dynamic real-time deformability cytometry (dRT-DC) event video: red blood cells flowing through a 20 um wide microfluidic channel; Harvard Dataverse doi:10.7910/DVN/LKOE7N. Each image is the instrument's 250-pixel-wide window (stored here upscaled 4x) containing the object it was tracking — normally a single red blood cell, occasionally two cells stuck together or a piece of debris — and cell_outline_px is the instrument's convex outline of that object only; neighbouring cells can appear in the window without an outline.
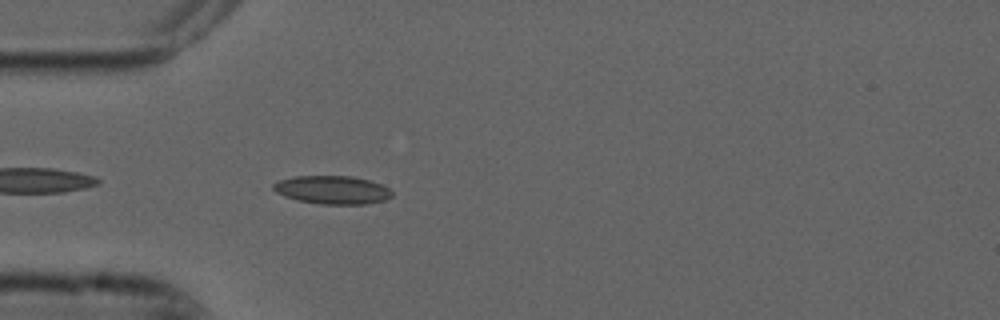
{"species": "common noctule bat (a hibernating species)", "species_latin": "Nyctalus noctula", "temperature_condition": "cold", "stored_images_in_passage": 41, "camera_frame_rate_fps": 3000, "um_per_image_px": 0.085, "animal": {"sex": "male", "forearm_length_mm": 52.5}, "frame": {"image": 1, "passage_image": 3, "time_ms": 0.667, "image_size_px": [1000, 320], "cell_outline_px": [[392, 196], [384, 200], [368, 204], [320, 204], [296, 200], [284, 196], [276, 192], [272, 188], [272, 184], [280, 180], [296, 176], [352, 176], [368, 180], [380, 184], [388, 188], [392, 192]], "centroid_in_image_um": [28.23, 16.14], "position_along_channel_um": 56.8, "area_um2": 19.54}}
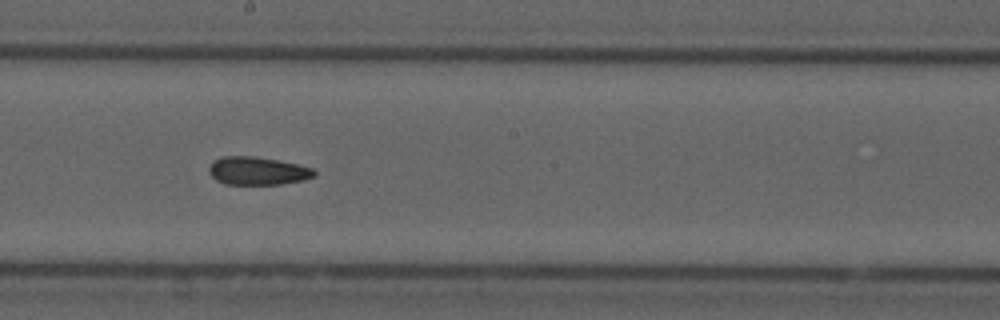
{"frame": {"image": 2, "passage_image": 17, "time_ms": 5.333, "image_size_px": [1000, 320], "cell_outline_px": [[316, 176], [304, 180], [280, 184], [224, 184], [216, 180], [208, 172], [208, 168], [212, 160], [224, 156], [256, 156], [296, 164], [312, 168], [316, 172]], "centroid_in_image_um": [21.86, 14.52], "position_along_channel_um": 226.3, "area_um2": 17.28}}
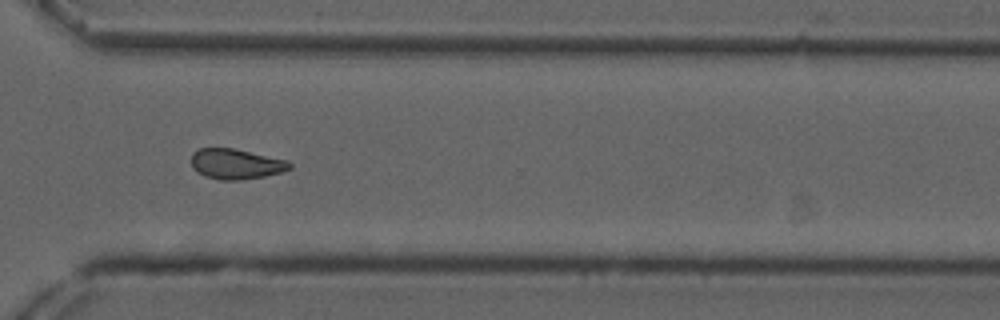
{"frame": {"image": 3, "passage_image": 27, "time_ms": 8.667, "image_size_px": [1000, 320], "cell_outline_px": [[292, 168], [280, 172], [264, 176], [244, 180], [220, 180], [204, 176], [196, 172], [192, 168], [192, 152], [200, 148], [232, 148], [288, 160], [292, 164]], "centroid_in_image_um": [20.04, 13.94], "position_along_channel_um": 350.6, "area_um2": 17.46}, "authors_computed_cell_mechanics": {"area_um2": 17.629, "velocity_mm_per_s": 3.7316, "shape_relaxation_time_tau1_ms": null, "shape_relaxation_time_tau2_ms": 3.0841, "deformation_change_tau1": null, "deformation_change_tau2": 0.09}}